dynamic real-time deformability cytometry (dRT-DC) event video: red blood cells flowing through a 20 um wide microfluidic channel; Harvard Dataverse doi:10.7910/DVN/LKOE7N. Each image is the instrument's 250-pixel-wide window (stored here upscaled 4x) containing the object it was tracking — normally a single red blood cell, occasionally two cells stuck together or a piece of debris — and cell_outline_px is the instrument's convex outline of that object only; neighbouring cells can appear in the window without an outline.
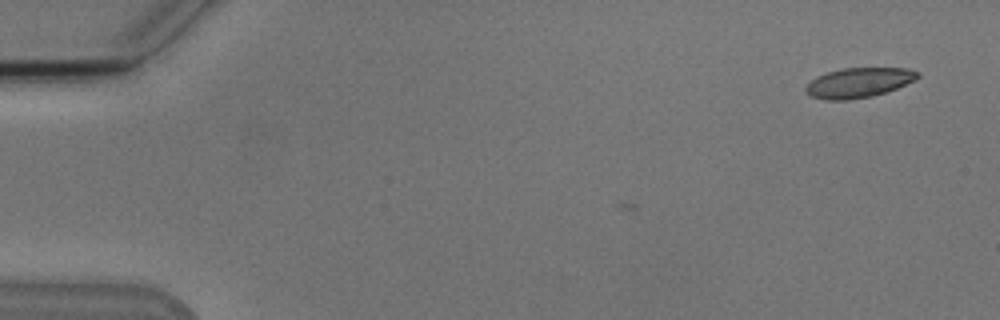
{"species": "Egyptian fruit bat (a non-hibernating species)", "species_latin": "Rousettus aegyptiacus", "temperature_condition": "cold", "stored_images_in_passage": 2, "camera_frame_rate_fps": 3000, "um_per_image_px": 0.085, "animal": {"sex": "male"}, "frame": {"image": 1, "passage_image": 2, "time_ms": 0.333, "image_size_px": [1000, 320], "cell_outline_px": [[920, 76], [916, 80], [896, 88], [872, 96], [848, 100], [824, 100], [812, 96], [804, 92], [804, 88], [816, 76], [828, 72], [844, 68], [908, 68], [920, 72]], "centroid_in_image_um": [72.99, 7.02], "position_along_channel_um": 12.0, "area_um2": 19.48}}